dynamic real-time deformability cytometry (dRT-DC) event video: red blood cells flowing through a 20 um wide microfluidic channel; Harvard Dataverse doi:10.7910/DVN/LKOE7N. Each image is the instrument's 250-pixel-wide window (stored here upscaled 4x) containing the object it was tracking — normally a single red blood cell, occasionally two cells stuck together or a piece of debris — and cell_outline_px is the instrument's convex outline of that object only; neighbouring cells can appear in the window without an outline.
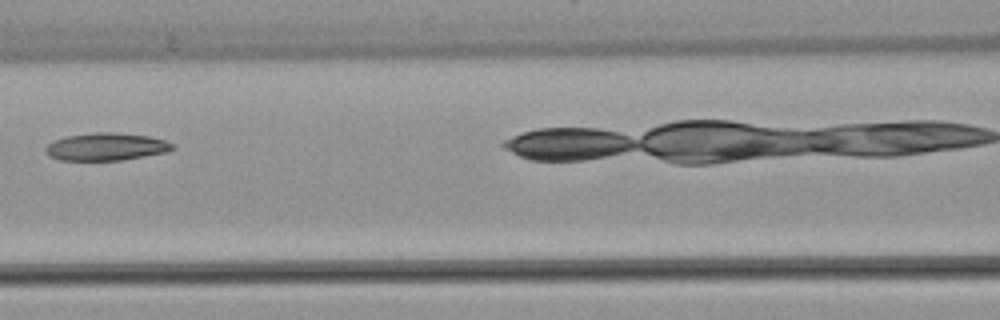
{"species": "common noctule bat (a hibernating species)", "species_latin": "Nyctalus noctula", "temperature_condition": "warm", "stored_images_in_passage": 6, "camera_frame_rate_fps": 3000, "um_per_image_px": 0.085, "animal": {"sex": "female", "body_mass_g": 22.7, "forearm_length_mm": 54.2}, "frame": {"image": 1, "passage_image": 4, "time_ms": 4.667, "image_size_px": [1000, 320], "cell_outline_px": [[176, 148], [168, 152], [120, 160], [60, 160], [48, 156], [44, 152], [44, 148], [48, 144], [56, 140], [68, 136], [92, 132], [116, 132], [148, 136], [164, 140], [172, 144]], "centroid_in_image_um": [9.01, 12.47], "position_along_channel_um": 157.6, "area_um2": 20.4}}
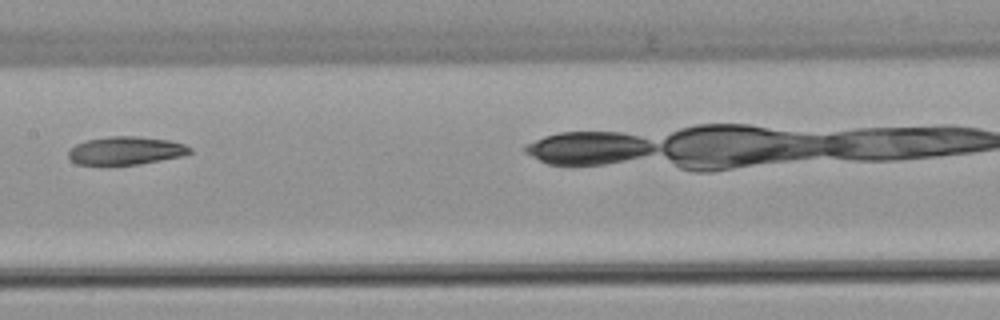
{"frame": {"image": 2, "passage_image": 5, "time_ms": 5.667, "image_size_px": [1000, 320], "cell_outline_px": [[192, 152], [184, 156], [140, 164], [100, 168], [76, 164], [68, 156], [68, 152], [76, 144], [88, 140], [108, 136], [136, 136], [168, 140], [184, 144], [192, 148]], "centroid_in_image_um": [10.66, 12.85], "position_along_channel_um": 196.7, "area_um2": 20.69}}